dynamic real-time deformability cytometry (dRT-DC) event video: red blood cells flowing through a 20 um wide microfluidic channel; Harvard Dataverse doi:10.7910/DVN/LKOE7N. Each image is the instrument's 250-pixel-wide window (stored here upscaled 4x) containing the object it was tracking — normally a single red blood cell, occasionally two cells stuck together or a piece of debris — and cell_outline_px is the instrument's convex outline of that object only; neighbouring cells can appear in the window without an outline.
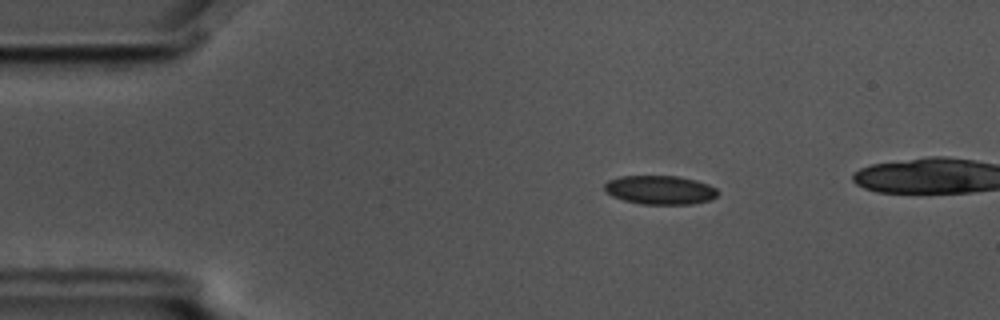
{"species": "common noctule bat (a hibernating species)", "species_latin": "Nyctalus noctula", "temperature_condition": "cold", "stored_images_in_passage": 5, "camera_frame_rate_fps": 3000, "um_per_image_px": 0.085, "animal": {"sex": "male", "body_mass_g": 17.5, "forearm_length_mm": 52.3}, "frame": {"image": 1, "passage_image": 3, "time_ms": 0.667, "image_size_px": [1000, 320], "cell_outline_px": [[720, 192], [716, 196], [708, 200], [692, 204], [640, 204], [624, 200], [612, 196], [604, 188], [604, 184], [608, 180], [620, 176], [676, 176], [696, 180], [708, 184], [716, 188]], "centroid_in_image_um": [56.1, 16.14], "position_along_channel_um": 28.9, "area_um2": 19.02}}